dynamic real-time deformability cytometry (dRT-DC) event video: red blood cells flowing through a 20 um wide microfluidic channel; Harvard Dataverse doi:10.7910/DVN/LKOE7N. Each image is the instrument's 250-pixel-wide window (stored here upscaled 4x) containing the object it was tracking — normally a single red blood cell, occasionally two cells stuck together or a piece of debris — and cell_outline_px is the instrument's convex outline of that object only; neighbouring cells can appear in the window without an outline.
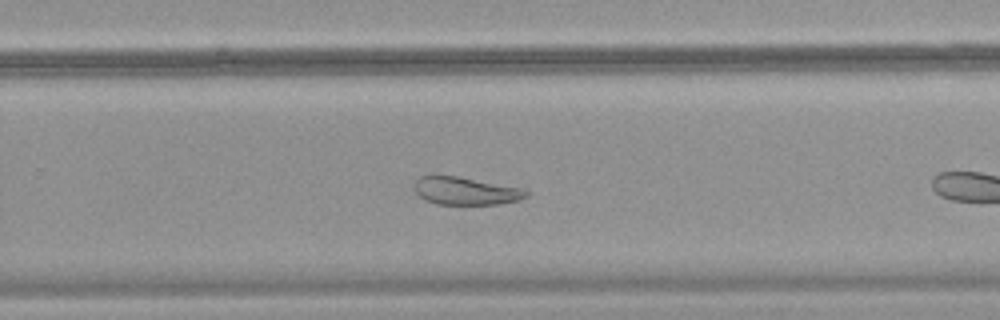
{"species": "common noctule bat (a hibernating species)", "species_latin": "Nyctalus noctula", "temperature_condition": "warm", "stored_images_in_passage": 27, "camera_frame_rate_fps": 3000, "um_per_image_px": 0.085, "animal": {"sex": "female", "body_mass_g": 18.4}, "frame": {"image": 1, "passage_image": 16, "time_ms": 5.0, "image_size_px": [1000, 320], "cell_outline_px": [[528, 196], [516, 200], [500, 204], [436, 204], [424, 200], [416, 192], [416, 180], [420, 176], [432, 172], [456, 176], [524, 188], [528, 192]], "centroid_in_image_um": [39.53, 16.2], "position_along_channel_um": 290.3, "area_um2": 18.38}}
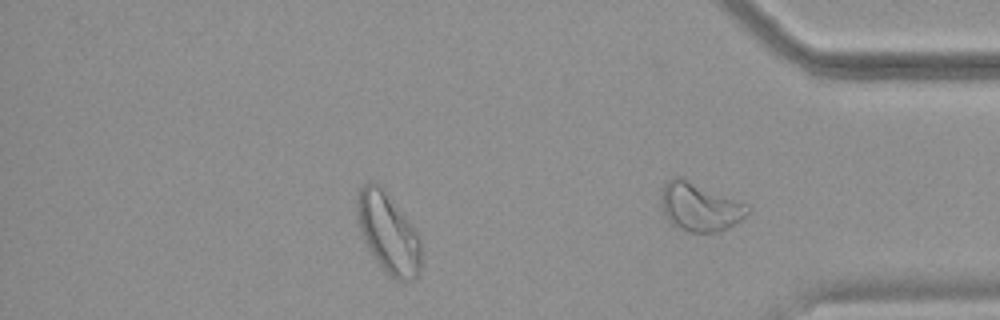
{"frame": {"image": 2, "passage_image": 23, "time_ms": 7.333, "image_size_px": [1000, 320], "cell_outline_px": [[420, 272], [416, 280], [396, 280], [384, 272], [364, 244], [356, 220], [356, 196], [360, 188], [368, 180], [380, 184], [408, 220], [420, 236]], "centroid_in_image_um": [32.96, 19.81], "position_along_channel_um": 402.2, "area_um2": 30.46}, "authors_computed_cell_mechanics": {"area_um2": 22.1374, "velocity_mm_per_s": 3.7505, "shape_relaxation_time_tau1_ms": null, "shape_relaxation_time_tau2_ms": 2.046, "deformation_change_tau1": null, "deformation_change_tau2": 0.0767}}